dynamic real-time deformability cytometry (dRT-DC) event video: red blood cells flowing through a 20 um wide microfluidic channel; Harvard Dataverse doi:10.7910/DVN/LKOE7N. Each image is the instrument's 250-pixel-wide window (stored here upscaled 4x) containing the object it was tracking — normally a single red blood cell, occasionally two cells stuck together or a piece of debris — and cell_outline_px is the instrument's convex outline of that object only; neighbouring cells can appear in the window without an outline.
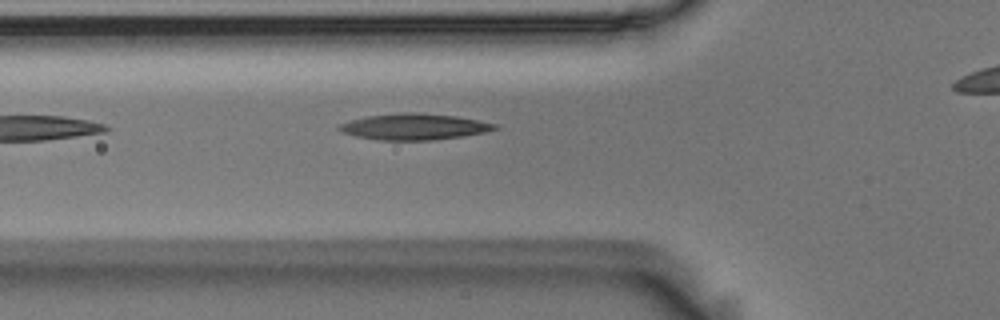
{"species": "Egyptian fruit bat (a non-hibernating species)", "species_latin": "Rousettus aegyptiacus", "temperature_condition": "room temperature", "stored_images_in_passage": 7, "segment_of_instrument_passage": [1, 2], "camera_frame_rate_fps": 3000, "um_per_image_px": 0.085, "animal": {"sex": "male"}, "frame": {"image": 1, "passage_image": 6, "time_ms": 1.667, "image_size_px": [1000, 320], "cell_outline_px": [[500, 128], [484, 132], [460, 136], [432, 140], [380, 140], [356, 136], [344, 132], [336, 128], [336, 124], [368, 116], [396, 112], [416, 112], [456, 116], [496, 124]], "centroid_in_image_um": [35.16, 10.76], "position_along_channel_um": 90.6, "area_um2": 23.58}}